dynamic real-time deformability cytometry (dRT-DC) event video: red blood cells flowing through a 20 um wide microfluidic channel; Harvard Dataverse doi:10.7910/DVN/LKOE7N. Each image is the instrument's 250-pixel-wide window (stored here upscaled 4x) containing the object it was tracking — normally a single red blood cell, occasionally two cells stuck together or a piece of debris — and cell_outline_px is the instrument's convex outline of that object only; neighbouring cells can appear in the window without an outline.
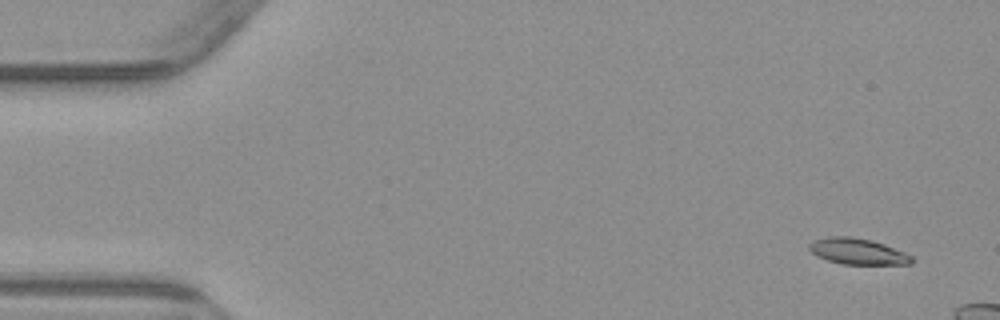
{"species": "common noctule bat (a hibernating species)", "species_latin": "Nyctalus noctula", "temperature_condition": "warm", "stored_images_in_passage": 4, "camera_frame_rate_fps": 3000, "um_per_image_px": 0.085, "animal": {"sex": "male", "body_mass_g": 23.1, "forearm_length_mm": 52.7}, "frame": {"image": 1, "passage_image": 1, "time_ms": 0.0, "image_size_px": [1000, 320], "cell_outline_px": [[916, 260], [912, 264], [840, 264], [816, 256], [808, 248], [808, 244], [812, 240], [828, 236], [852, 236], [872, 240], [884, 244], [904, 252], [912, 256]], "centroid_in_image_um": [72.89, 21.36], "position_along_channel_um": 12.1, "area_um2": 15.78}}